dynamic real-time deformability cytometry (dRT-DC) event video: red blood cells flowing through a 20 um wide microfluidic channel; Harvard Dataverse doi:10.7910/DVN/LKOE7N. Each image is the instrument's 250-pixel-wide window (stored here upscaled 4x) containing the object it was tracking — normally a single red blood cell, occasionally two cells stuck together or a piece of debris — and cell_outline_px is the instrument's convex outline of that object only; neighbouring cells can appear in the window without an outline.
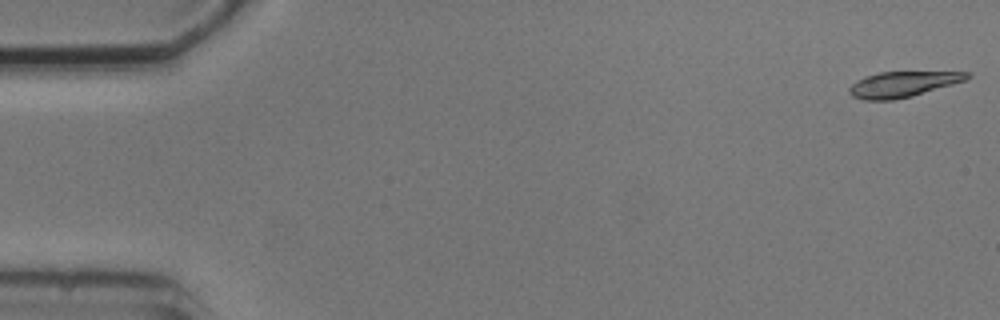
{"species": "common noctule bat (a hibernating species)", "species_latin": "Nyctalus noctula", "temperature_condition": "cold", "stored_images_in_passage": 3, "camera_frame_rate_fps": 3000, "um_per_image_px": 0.085, "animal": {"sex": "male", "body_mass_g": 20.5, "forearm_length_mm": 52.5}, "frame": {"image": 1, "passage_image": 1, "time_ms": 0.0, "image_size_px": [1000, 320], "cell_outline_px": [[972, 76], [964, 80], [952, 84], [912, 96], [892, 100], [864, 100], [852, 96], [848, 92], [848, 88], [856, 80], [864, 76], [880, 72], [972, 72]], "centroid_in_image_um": [76.69, 7.16], "position_along_channel_um": 8.3, "area_um2": 17.46}}